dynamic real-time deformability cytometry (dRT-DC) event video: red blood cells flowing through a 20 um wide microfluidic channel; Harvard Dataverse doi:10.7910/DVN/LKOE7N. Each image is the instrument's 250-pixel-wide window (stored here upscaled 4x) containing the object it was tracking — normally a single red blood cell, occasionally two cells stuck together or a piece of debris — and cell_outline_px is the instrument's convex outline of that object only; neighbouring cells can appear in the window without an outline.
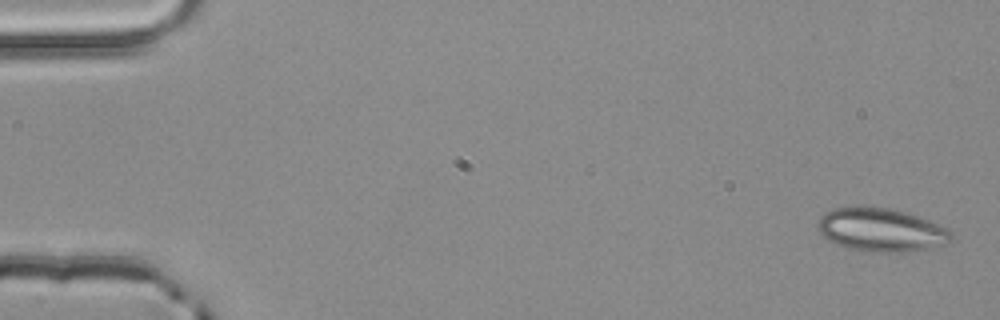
{"species": "common noctule bat (a hibernating species)", "species_latin": "Nyctalus noctula", "temperature_condition": "room temperature", "stored_images_in_passage": 3, "camera_frame_rate_fps": 3000, "um_per_image_px": 0.085, "animal": {"sex": "male", "body_mass_g": 20.4}, "frame": {"image": 1, "passage_image": 1, "time_ms": 0.0, "image_size_px": [1000, 320], "cell_outline_px": [[952, 240], [948, 244], [928, 248], [904, 252], [872, 252], [844, 248], [828, 240], [820, 232], [816, 224], [816, 220], [824, 212], [832, 208], [888, 208], [904, 212], [928, 220], [948, 228], [952, 232]], "centroid_in_image_um": [74.88, 19.57], "position_along_channel_um": 10.1, "area_um2": 33.64}}